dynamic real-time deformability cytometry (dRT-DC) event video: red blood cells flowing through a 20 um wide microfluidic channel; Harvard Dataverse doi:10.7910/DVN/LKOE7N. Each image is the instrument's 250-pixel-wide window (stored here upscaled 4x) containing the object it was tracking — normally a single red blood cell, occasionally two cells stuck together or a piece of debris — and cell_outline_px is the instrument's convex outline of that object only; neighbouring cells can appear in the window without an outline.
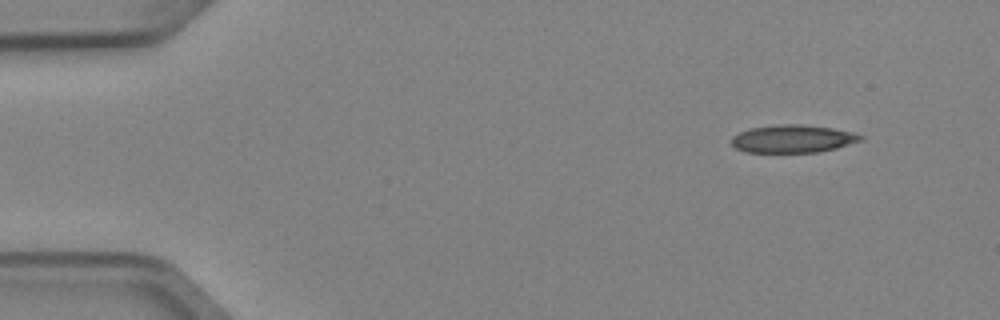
{"species": "Egyptian fruit bat (a non-hibernating species)", "species_latin": "Rousettus aegyptiacus", "temperature_condition": "cold", "stored_images_in_passage": 6, "camera_frame_rate_fps": 3000, "um_per_image_px": 0.085, "animal": {"sex": "female"}, "frame": {"image": 1, "passage_image": 1, "time_ms": 0.0, "image_size_px": [1000, 320], "cell_outline_px": [[864, 140], [836, 148], [820, 152], [744, 152], [736, 148], [732, 144], [732, 136], [748, 128], [776, 124], [800, 124], [832, 128], [852, 132], [864, 136]], "centroid_in_image_um": [67.39, 11.79], "position_along_channel_um": 17.6, "area_um2": 21.04}}
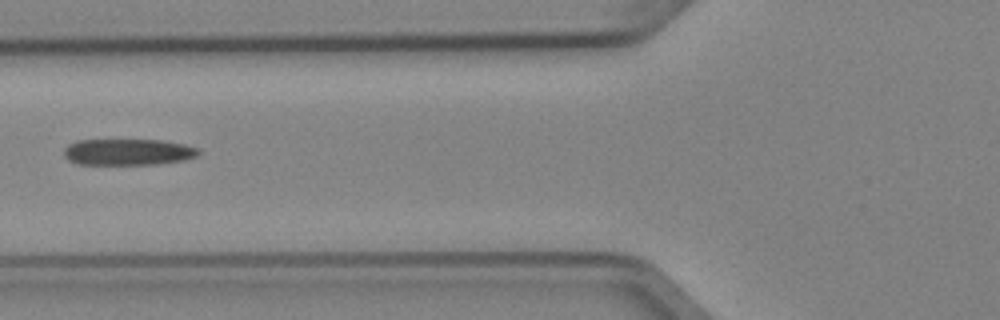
{"frame": {"image": 2, "passage_image": 5, "time_ms": 1.333, "image_size_px": [1000, 320], "cell_outline_px": [[200, 152], [196, 156], [184, 160], [156, 164], [76, 164], [68, 160], [64, 156], [64, 148], [68, 144], [76, 140], [160, 140], [184, 144], [200, 148]], "centroid_in_image_um": [10.86, 12.92], "position_along_channel_um": 114.9, "area_um2": 20.75}}
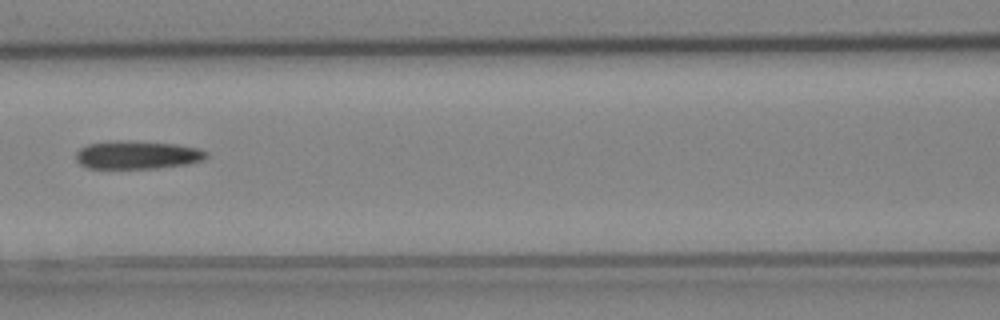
{"frame": {"image": 3, "passage_image": 6, "time_ms": 1.667, "image_size_px": [1000, 320], "cell_outline_px": [[208, 156], [204, 160], [188, 164], [156, 168], [88, 168], [80, 164], [76, 160], [76, 152], [80, 148], [88, 144], [116, 140], [132, 140], [176, 144], [196, 148], [208, 152]], "centroid_in_image_um": [11.67, 13.16], "position_along_channel_um": 154.9, "area_um2": 21.56}}